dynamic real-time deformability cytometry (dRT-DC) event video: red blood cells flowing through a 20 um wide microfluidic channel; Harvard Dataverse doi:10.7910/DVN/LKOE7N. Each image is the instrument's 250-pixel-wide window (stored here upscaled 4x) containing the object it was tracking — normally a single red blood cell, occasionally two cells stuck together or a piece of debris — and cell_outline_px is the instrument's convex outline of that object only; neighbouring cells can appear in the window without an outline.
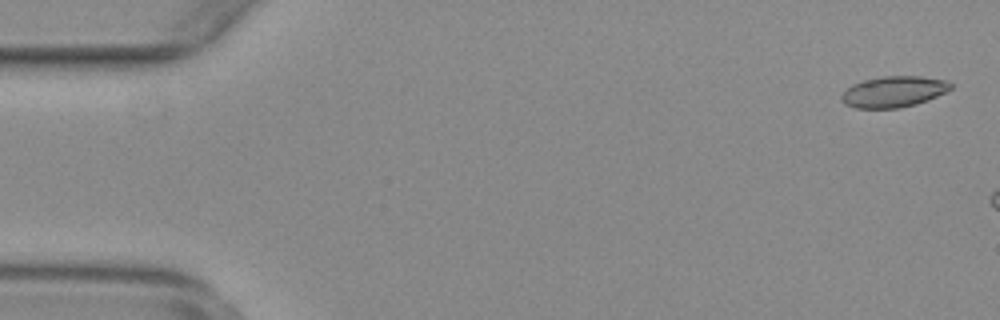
{"species": "common noctule bat (a hibernating species)", "species_latin": "Nyctalus noctula", "temperature_condition": "warm", "stored_images_in_passage": 8, "camera_frame_rate_fps": 3000, "um_per_image_px": 0.085, "animal": {"sex": "female", "body_mass_g": 29.2, "forearm_length_mm": 56.3}, "frame": {"image": 1, "passage_image": 2, "time_ms": 0.333, "image_size_px": [1000, 320], "cell_outline_px": [[952, 88], [936, 96], [916, 104], [900, 108], [856, 108], [844, 104], [840, 100], [840, 96], [852, 84], [864, 80], [884, 76], [920, 76], [944, 80], [952, 84]], "centroid_in_image_um": [75.92, 7.8], "position_along_channel_um": 9.1, "area_um2": 19.59}}